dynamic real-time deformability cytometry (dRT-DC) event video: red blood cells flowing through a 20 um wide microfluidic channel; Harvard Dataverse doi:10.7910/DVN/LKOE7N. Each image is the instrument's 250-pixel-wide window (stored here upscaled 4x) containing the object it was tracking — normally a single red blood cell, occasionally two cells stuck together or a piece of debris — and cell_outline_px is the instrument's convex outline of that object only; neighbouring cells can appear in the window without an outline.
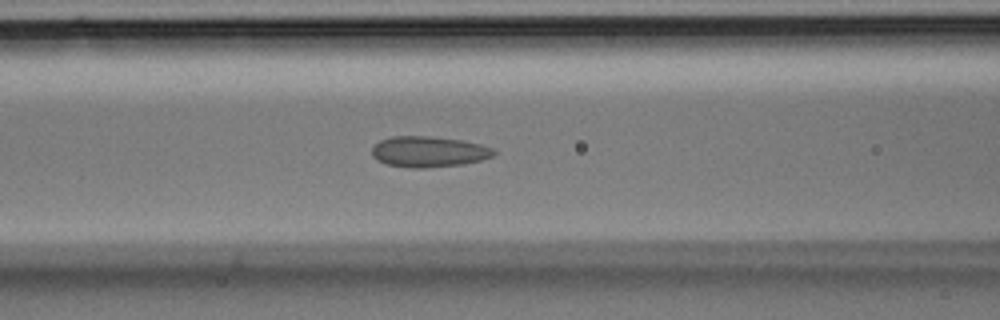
{"species": "Egyptian fruit bat (a non-hibernating species)", "species_latin": "Rousettus aegyptiacus", "temperature_condition": "room temperature", "stored_images_in_passage": 36, "camera_frame_rate_fps": 3000, "um_per_image_px": 0.085, "animal": {"sex": "male"}, "frame": {"image": 1, "passage_image": 15, "time_ms": 4.667, "image_size_px": [1000, 320], "cell_outline_px": [[496, 152], [492, 156], [480, 160], [464, 164], [424, 168], [412, 168], [388, 164], [376, 160], [372, 156], [372, 148], [380, 140], [392, 136], [432, 136], [460, 140], [480, 144], [492, 148]], "centroid_in_image_um": [36.42, 12.89], "position_along_channel_um": 130.2, "area_um2": 21.79}}
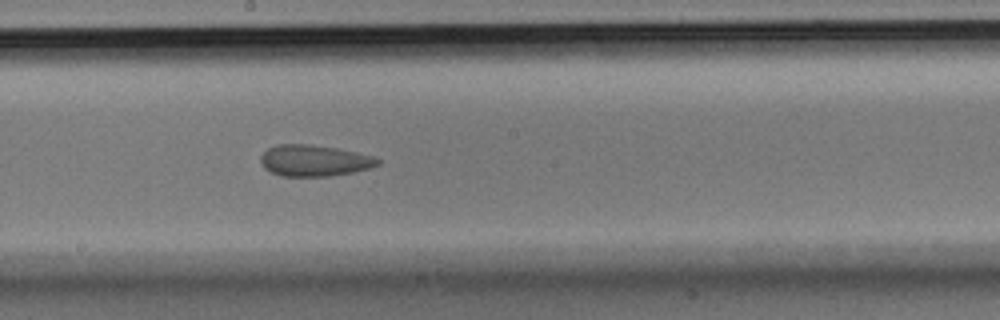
{"frame": {"image": 2, "passage_image": 20, "time_ms": 6.333, "image_size_px": [1000, 320], "cell_outline_px": [[380, 164], [368, 168], [352, 172], [328, 176], [280, 176], [264, 168], [260, 160], [260, 156], [268, 148], [276, 144], [308, 144], [336, 148], [356, 152], [372, 156], [380, 160]], "centroid_in_image_um": [26.67, 13.64], "position_along_channel_um": 221.5, "area_um2": 21.21}}
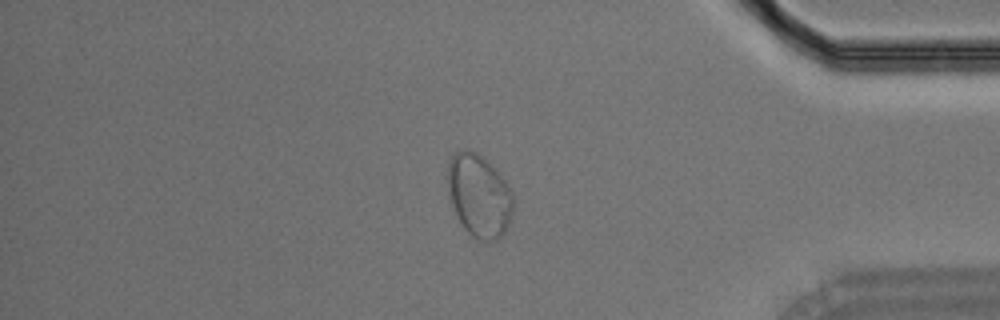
{"frame": {"image": 3, "passage_image": 31, "time_ms": 10.0, "image_size_px": [1000, 320], "cell_outline_px": [[512, 216], [508, 228], [496, 240], [480, 240], [472, 236], [464, 228], [456, 216], [448, 192], [448, 160], [456, 152], [464, 148], [476, 152], [512, 188]], "centroid_in_image_um": [40.71, 16.65], "position_along_channel_um": 394.5, "area_um2": 31.33}}